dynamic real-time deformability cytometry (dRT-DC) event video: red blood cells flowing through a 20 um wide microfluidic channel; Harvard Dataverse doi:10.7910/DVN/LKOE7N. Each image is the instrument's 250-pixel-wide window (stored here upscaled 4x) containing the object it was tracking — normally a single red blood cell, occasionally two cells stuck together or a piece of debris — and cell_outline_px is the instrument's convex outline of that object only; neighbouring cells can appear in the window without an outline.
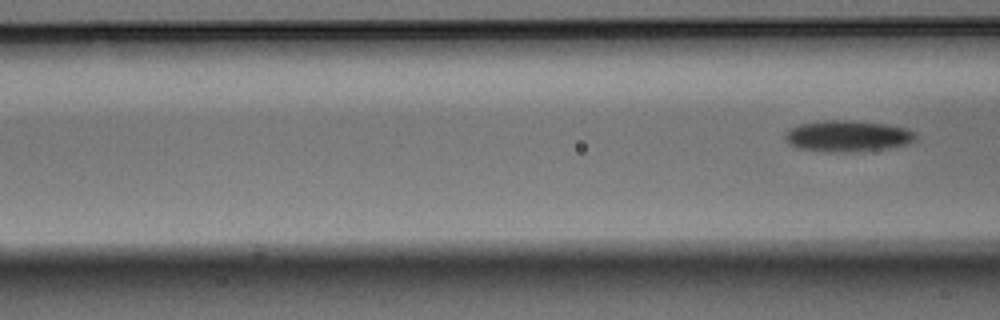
{"species": "Egyptian fruit bat (a non-hibernating species)", "species_latin": "Rousettus aegyptiacus", "temperature_condition": "warm", "stored_images_in_passage": 7, "segment_of_instrument_passage": [2, 2], "camera_frame_rate_fps": 3000, "um_per_image_px": 0.085, "animal": {"sex": "male"}, "frame": {"image": 1, "passage_image": 7, "time_ms": 2.0, "image_size_px": [1000, 320], "cell_outline_px": [[916, 140], [908, 144], [888, 148], [852, 152], [824, 152], [796, 148], [788, 144], [784, 140], [784, 136], [792, 128], [800, 124], [824, 120], [844, 120], [884, 124], [904, 128], [912, 132], [916, 136]], "centroid_in_image_um": [72.0, 11.59], "position_along_channel_um": 94.6, "area_um2": 23.7}}